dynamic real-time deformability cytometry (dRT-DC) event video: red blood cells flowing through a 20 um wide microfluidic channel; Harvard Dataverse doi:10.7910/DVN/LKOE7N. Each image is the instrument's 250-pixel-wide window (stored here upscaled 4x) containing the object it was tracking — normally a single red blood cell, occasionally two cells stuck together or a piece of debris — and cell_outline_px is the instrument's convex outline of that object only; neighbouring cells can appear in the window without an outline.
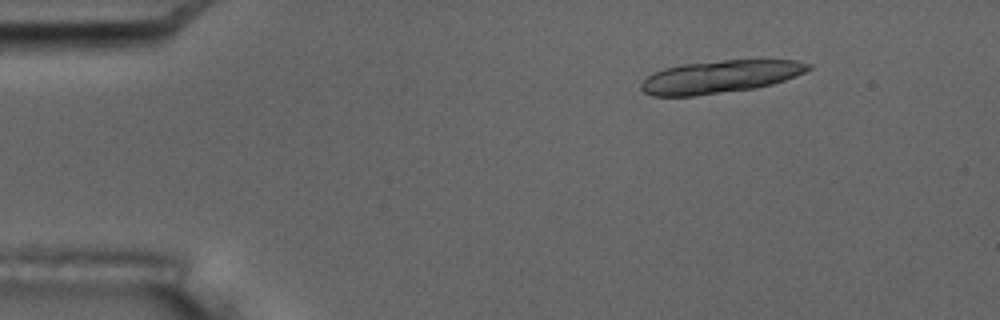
{"species": "common noctule bat (a hibernating species)", "species_latin": "Nyctalus noctula", "temperature_condition": "room temperature", "stored_images_in_passage": 6, "camera_frame_rate_fps": 3000, "um_per_image_px": 0.085, "animal": {"sex": "male", "body_mass_g": 17.5, "forearm_length_mm": 52.3}, "frame": {"image": 1, "passage_image": 6, "time_ms": 6.0, "image_size_px": [1000, 320], "cell_outline_px": [[812, 68], [796, 76], [772, 84], [756, 88], [696, 96], [652, 96], [644, 92], [640, 88], [640, 84], [648, 76], [664, 68], [684, 64], [724, 60], [796, 60], [812, 64]], "centroid_in_image_um": [61.22, 6.53], "position_along_channel_um": 23.8, "area_um2": 31.79}}